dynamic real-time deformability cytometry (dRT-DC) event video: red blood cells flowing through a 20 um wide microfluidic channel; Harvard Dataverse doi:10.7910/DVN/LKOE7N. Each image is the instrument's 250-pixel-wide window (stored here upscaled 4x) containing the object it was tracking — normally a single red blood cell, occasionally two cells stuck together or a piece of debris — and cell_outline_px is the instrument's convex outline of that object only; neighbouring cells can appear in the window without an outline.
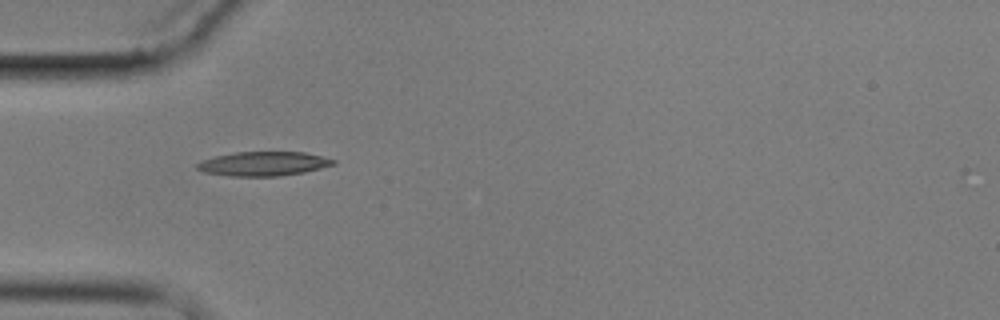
{"species": "common noctule bat (a hibernating species)", "species_latin": "Nyctalus noctula", "temperature_condition": "cold", "stored_images_in_passage": 5, "camera_frame_rate_fps": 3000, "um_per_image_px": 0.085, "animal": {"sex": "male", "body_mass_g": 17.9}, "frame": {"image": 1, "passage_image": 4, "time_ms": 4.667, "image_size_px": [1000, 320], "cell_outline_px": [[336, 164], [304, 172], [280, 176], [228, 176], [204, 172], [196, 168], [196, 164], [204, 160], [216, 156], [236, 152], [304, 152], [336, 160]], "centroid_in_image_um": [22.4, 13.92], "position_along_channel_um": 62.6, "area_um2": 19.07}}
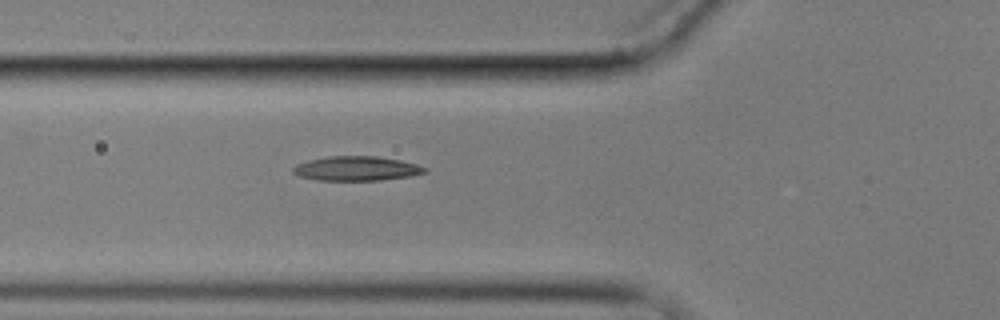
{"frame": {"image": 2, "passage_image": 5, "time_ms": 5.667, "image_size_px": [1000, 320], "cell_outline_px": [[428, 172], [412, 176], [380, 180], [316, 180], [300, 176], [292, 172], [292, 168], [296, 164], [308, 160], [328, 156], [376, 156], [400, 160], [416, 164], [428, 168]], "centroid_in_image_um": [30.32, 14.32], "position_along_channel_um": 95.5, "area_um2": 18.84}}